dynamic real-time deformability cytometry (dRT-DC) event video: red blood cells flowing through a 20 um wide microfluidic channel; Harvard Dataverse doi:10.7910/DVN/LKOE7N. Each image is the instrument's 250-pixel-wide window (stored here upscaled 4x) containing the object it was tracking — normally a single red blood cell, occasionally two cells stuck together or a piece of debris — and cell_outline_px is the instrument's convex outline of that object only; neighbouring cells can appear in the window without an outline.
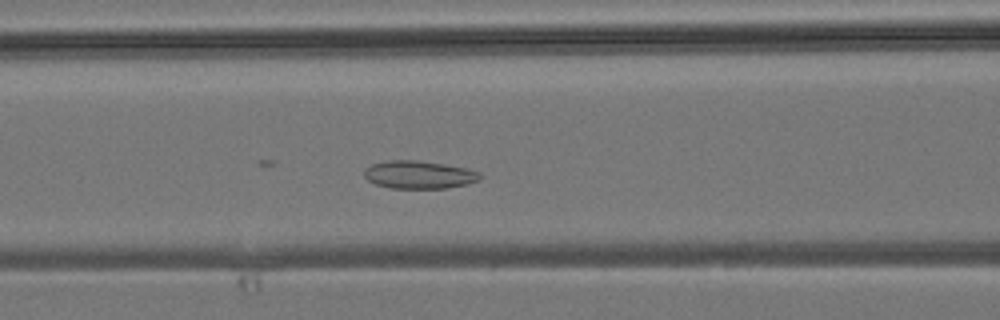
{"species": "common noctule bat (a hibernating species)", "species_latin": "Nyctalus noctula", "temperature_condition": "room temperature", "stored_images_in_passage": 37, "camera_frame_rate_fps": 3000, "um_per_image_px": 0.085, "animal": {"sex": "male", "body_mass_g": 19.2, "forearm_length_mm": 51.8}, "frame": {"image": 1, "passage_image": 14, "time_ms": 4.333, "image_size_px": [1000, 320], "cell_outline_px": [[480, 180], [468, 184], [444, 188], [392, 188], [376, 184], [368, 180], [364, 176], [364, 172], [372, 164], [388, 160], [416, 160], [444, 164], [464, 168], [480, 172]], "centroid_in_image_um": [35.62, 14.85], "position_along_channel_um": 131.0, "area_um2": 18.61}}
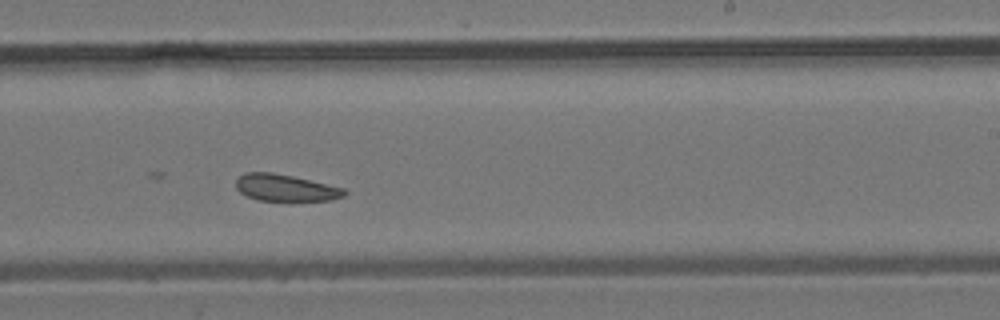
{"frame": {"image": 2, "passage_image": 23, "time_ms": 7.333, "image_size_px": [1000, 320], "cell_outline_px": [[348, 192], [344, 196], [332, 200], [288, 204], [256, 200], [240, 192], [236, 188], [236, 180], [244, 172], [272, 172], [292, 176], [344, 188]], "centroid_in_image_um": [24.29, 16.03], "position_along_channel_um": 264.7, "area_um2": 17.86}}
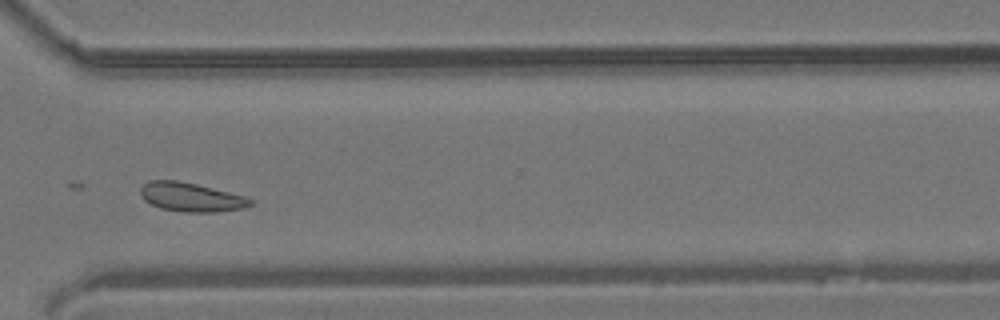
{"frame": {"image": 3, "passage_image": 29, "time_ms": 9.333, "image_size_px": [1000, 320], "cell_outline_px": [[252, 204], [244, 208], [216, 212], [184, 212], [160, 208], [144, 200], [140, 192], [140, 188], [148, 180], [176, 180], [196, 184], [244, 196], [252, 200]], "centroid_in_image_um": [16.21, 16.76], "position_along_channel_um": 354.4, "area_um2": 18.38}}